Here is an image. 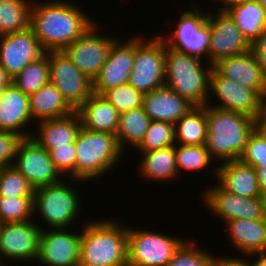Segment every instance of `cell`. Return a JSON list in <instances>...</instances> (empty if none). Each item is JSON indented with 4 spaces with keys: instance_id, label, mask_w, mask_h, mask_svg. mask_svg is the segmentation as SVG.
Here are the masks:
<instances>
[{
    "instance_id": "cell-19",
    "label": "cell",
    "mask_w": 266,
    "mask_h": 266,
    "mask_svg": "<svg viewBox=\"0 0 266 266\" xmlns=\"http://www.w3.org/2000/svg\"><path fill=\"white\" fill-rule=\"evenodd\" d=\"M44 53L30 27L21 32L0 36V65L11 78Z\"/></svg>"
},
{
    "instance_id": "cell-15",
    "label": "cell",
    "mask_w": 266,
    "mask_h": 266,
    "mask_svg": "<svg viewBox=\"0 0 266 266\" xmlns=\"http://www.w3.org/2000/svg\"><path fill=\"white\" fill-rule=\"evenodd\" d=\"M41 230L34 219L0 224V266L4 257L7 261L37 260Z\"/></svg>"
},
{
    "instance_id": "cell-50",
    "label": "cell",
    "mask_w": 266,
    "mask_h": 266,
    "mask_svg": "<svg viewBox=\"0 0 266 266\" xmlns=\"http://www.w3.org/2000/svg\"><path fill=\"white\" fill-rule=\"evenodd\" d=\"M264 8H266V0H257Z\"/></svg>"
},
{
    "instance_id": "cell-28",
    "label": "cell",
    "mask_w": 266,
    "mask_h": 266,
    "mask_svg": "<svg viewBox=\"0 0 266 266\" xmlns=\"http://www.w3.org/2000/svg\"><path fill=\"white\" fill-rule=\"evenodd\" d=\"M241 33L252 43L266 30V8L258 1L236 5H222Z\"/></svg>"
},
{
    "instance_id": "cell-24",
    "label": "cell",
    "mask_w": 266,
    "mask_h": 266,
    "mask_svg": "<svg viewBox=\"0 0 266 266\" xmlns=\"http://www.w3.org/2000/svg\"><path fill=\"white\" fill-rule=\"evenodd\" d=\"M236 250L246 258L266 253V218L259 220L236 219L225 223ZM246 255V256H245Z\"/></svg>"
},
{
    "instance_id": "cell-31",
    "label": "cell",
    "mask_w": 266,
    "mask_h": 266,
    "mask_svg": "<svg viewBox=\"0 0 266 266\" xmlns=\"http://www.w3.org/2000/svg\"><path fill=\"white\" fill-rule=\"evenodd\" d=\"M150 122L143 106L120 113L116 136L121 150L127 149L129 144L137 149L145 137Z\"/></svg>"
},
{
    "instance_id": "cell-12",
    "label": "cell",
    "mask_w": 266,
    "mask_h": 266,
    "mask_svg": "<svg viewBox=\"0 0 266 266\" xmlns=\"http://www.w3.org/2000/svg\"><path fill=\"white\" fill-rule=\"evenodd\" d=\"M99 23L92 25L79 39L66 47L63 52L78 69L92 81L105 64L110 48L117 37L101 36Z\"/></svg>"
},
{
    "instance_id": "cell-35",
    "label": "cell",
    "mask_w": 266,
    "mask_h": 266,
    "mask_svg": "<svg viewBox=\"0 0 266 266\" xmlns=\"http://www.w3.org/2000/svg\"><path fill=\"white\" fill-rule=\"evenodd\" d=\"M33 196H0V223L26 222L34 218Z\"/></svg>"
},
{
    "instance_id": "cell-7",
    "label": "cell",
    "mask_w": 266,
    "mask_h": 266,
    "mask_svg": "<svg viewBox=\"0 0 266 266\" xmlns=\"http://www.w3.org/2000/svg\"><path fill=\"white\" fill-rule=\"evenodd\" d=\"M157 35L149 40L136 37L135 60L128 84L143 94L165 86L166 44Z\"/></svg>"
},
{
    "instance_id": "cell-29",
    "label": "cell",
    "mask_w": 266,
    "mask_h": 266,
    "mask_svg": "<svg viewBox=\"0 0 266 266\" xmlns=\"http://www.w3.org/2000/svg\"><path fill=\"white\" fill-rule=\"evenodd\" d=\"M143 155L139 162L140 174L152 181H168L177 178L179 173L176 168L175 145L141 152Z\"/></svg>"
},
{
    "instance_id": "cell-27",
    "label": "cell",
    "mask_w": 266,
    "mask_h": 266,
    "mask_svg": "<svg viewBox=\"0 0 266 266\" xmlns=\"http://www.w3.org/2000/svg\"><path fill=\"white\" fill-rule=\"evenodd\" d=\"M29 105L32 119H38V122L63 118L75 112L51 82L29 96Z\"/></svg>"
},
{
    "instance_id": "cell-25",
    "label": "cell",
    "mask_w": 266,
    "mask_h": 266,
    "mask_svg": "<svg viewBox=\"0 0 266 266\" xmlns=\"http://www.w3.org/2000/svg\"><path fill=\"white\" fill-rule=\"evenodd\" d=\"M76 112L82 127L96 132L117 133L120 113L103 95L93 93Z\"/></svg>"
},
{
    "instance_id": "cell-48",
    "label": "cell",
    "mask_w": 266,
    "mask_h": 266,
    "mask_svg": "<svg viewBox=\"0 0 266 266\" xmlns=\"http://www.w3.org/2000/svg\"><path fill=\"white\" fill-rule=\"evenodd\" d=\"M256 255L258 259H256L255 263L249 261V266H266V253H256Z\"/></svg>"
},
{
    "instance_id": "cell-8",
    "label": "cell",
    "mask_w": 266,
    "mask_h": 266,
    "mask_svg": "<svg viewBox=\"0 0 266 266\" xmlns=\"http://www.w3.org/2000/svg\"><path fill=\"white\" fill-rule=\"evenodd\" d=\"M187 239L128 228V266H166Z\"/></svg>"
},
{
    "instance_id": "cell-9",
    "label": "cell",
    "mask_w": 266,
    "mask_h": 266,
    "mask_svg": "<svg viewBox=\"0 0 266 266\" xmlns=\"http://www.w3.org/2000/svg\"><path fill=\"white\" fill-rule=\"evenodd\" d=\"M185 10L179 17L177 28L170 35L160 34L167 48L187 53L208 62L210 29L207 25V13L198 10ZM164 35V36H163ZM205 58V59H204ZM207 59V60H206Z\"/></svg>"
},
{
    "instance_id": "cell-46",
    "label": "cell",
    "mask_w": 266,
    "mask_h": 266,
    "mask_svg": "<svg viewBox=\"0 0 266 266\" xmlns=\"http://www.w3.org/2000/svg\"><path fill=\"white\" fill-rule=\"evenodd\" d=\"M256 169L257 178L261 192H266V167H254Z\"/></svg>"
},
{
    "instance_id": "cell-51",
    "label": "cell",
    "mask_w": 266,
    "mask_h": 266,
    "mask_svg": "<svg viewBox=\"0 0 266 266\" xmlns=\"http://www.w3.org/2000/svg\"><path fill=\"white\" fill-rule=\"evenodd\" d=\"M263 199H264L265 213H266V192L263 194Z\"/></svg>"
},
{
    "instance_id": "cell-39",
    "label": "cell",
    "mask_w": 266,
    "mask_h": 266,
    "mask_svg": "<svg viewBox=\"0 0 266 266\" xmlns=\"http://www.w3.org/2000/svg\"><path fill=\"white\" fill-rule=\"evenodd\" d=\"M102 95L119 113L143 106L144 94L128 83L108 89Z\"/></svg>"
},
{
    "instance_id": "cell-18",
    "label": "cell",
    "mask_w": 266,
    "mask_h": 266,
    "mask_svg": "<svg viewBox=\"0 0 266 266\" xmlns=\"http://www.w3.org/2000/svg\"><path fill=\"white\" fill-rule=\"evenodd\" d=\"M217 96L220 104L212 107L235 111L255 119L263 98L254 90L221 76L214 68L210 74L209 94ZM216 94V95H215Z\"/></svg>"
},
{
    "instance_id": "cell-22",
    "label": "cell",
    "mask_w": 266,
    "mask_h": 266,
    "mask_svg": "<svg viewBox=\"0 0 266 266\" xmlns=\"http://www.w3.org/2000/svg\"><path fill=\"white\" fill-rule=\"evenodd\" d=\"M216 167L215 176L225 191L244 197H263L253 166L233 160L222 162Z\"/></svg>"
},
{
    "instance_id": "cell-23",
    "label": "cell",
    "mask_w": 266,
    "mask_h": 266,
    "mask_svg": "<svg viewBox=\"0 0 266 266\" xmlns=\"http://www.w3.org/2000/svg\"><path fill=\"white\" fill-rule=\"evenodd\" d=\"M194 105L170 88L163 86L144 94L143 108L152 121L175 124Z\"/></svg>"
},
{
    "instance_id": "cell-43",
    "label": "cell",
    "mask_w": 266,
    "mask_h": 266,
    "mask_svg": "<svg viewBox=\"0 0 266 266\" xmlns=\"http://www.w3.org/2000/svg\"><path fill=\"white\" fill-rule=\"evenodd\" d=\"M251 52L266 75V30L251 43Z\"/></svg>"
},
{
    "instance_id": "cell-17",
    "label": "cell",
    "mask_w": 266,
    "mask_h": 266,
    "mask_svg": "<svg viewBox=\"0 0 266 266\" xmlns=\"http://www.w3.org/2000/svg\"><path fill=\"white\" fill-rule=\"evenodd\" d=\"M135 49L136 36L134 35L124 42L120 41L119 37L114 41L105 64L93 79V93L102 95L108 89L129 82L135 60Z\"/></svg>"
},
{
    "instance_id": "cell-36",
    "label": "cell",
    "mask_w": 266,
    "mask_h": 266,
    "mask_svg": "<svg viewBox=\"0 0 266 266\" xmlns=\"http://www.w3.org/2000/svg\"><path fill=\"white\" fill-rule=\"evenodd\" d=\"M175 144L174 124L151 120L145 137L137 148L139 152H149Z\"/></svg>"
},
{
    "instance_id": "cell-42",
    "label": "cell",
    "mask_w": 266,
    "mask_h": 266,
    "mask_svg": "<svg viewBox=\"0 0 266 266\" xmlns=\"http://www.w3.org/2000/svg\"><path fill=\"white\" fill-rule=\"evenodd\" d=\"M24 137L11 132L0 130V168L14 165L17 151Z\"/></svg>"
},
{
    "instance_id": "cell-14",
    "label": "cell",
    "mask_w": 266,
    "mask_h": 266,
    "mask_svg": "<svg viewBox=\"0 0 266 266\" xmlns=\"http://www.w3.org/2000/svg\"><path fill=\"white\" fill-rule=\"evenodd\" d=\"M35 189L62 181L63 175L53 163L49 151L32 137L20 143L13 165Z\"/></svg>"
},
{
    "instance_id": "cell-20",
    "label": "cell",
    "mask_w": 266,
    "mask_h": 266,
    "mask_svg": "<svg viewBox=\"0 0 266 266\" xmlns=\"http://www.w3.org/2000/svg\"><path fill=\"white\" fill-rule=\"evenodd\" d=\"M213 68L226 79L254 89L263 99L266 98V75L251 50L220 59L213 65Z\"/></svg>"
},
{
    "instance_id": "cell-38",
    "label": "cell",
    "mask_w": 266,
    "mask_h": 266,
    "mask_svg": "<svg viewBox=\"0 0 266 266\" xmlns=\"http://www.w3.org/2000/svg\"><path fill=\"white\" fill-rule=\"evenodd\" d=\"M0 196H34V188L14 166L0 168Z\"/></svg>"
},
{
    "instance_id": "cell-13",
    "label": "cell",
    "mask_w": 266,
    "mask_h": 266,
    "mask_svg": "<svg viewBox=\"0 0 266 266\" xmlns=\"http://www.w3.org/2000/svg\"><path fill=\"white\" fill-rule=\"evenodd\" d=\"M207 25L210 29L208 63L214 65L220 59L240 55L251 50V43L222 9L207 13Z\"/></svg>"
},
{
    "instance_id": "cell-45",
    "label": "cell",
    "mask_w": 266,
    "mask_h": 266,
    "mask_svg": "<svg viewBox=\"0 0 266 266\" xmlns=\"http://www.w3.org/2000/svg\"><path fill=\"white\" fill-rule=\"evenodd\" d=\"M244 258H232L230 257H217L214 258L213 266H249V259Z\"/></svg>"
},
{
    "instance_id": "cell-21",
    "label": "cell",
    "mask_w": 266,
    "mask_h": 266,
    "mask_svg": "<svg viewBox=\"0 0 266 266\" xmlns=\"http://www.w3.org/2000/svg\"><path fill=\"white\" fill-rule=\"evenodd\" d=\"M33 122L30 112L29 96L18 89L13 83L0 94V130L17 133L24 138L32 136L25 129ZM20 129H24L23 131Z\"/></svg>"
},
{
    "instance_id": "cell-2",
    "label": "cell",
    "mask_w": 266,
    "mask_h": 266,
    "mask_svg": "<svg viewBox=\"0 0 266 266\" xmlns=\"http://www.w3.org/2000/svg\"><path fill=\"white\" fill-rule=\"evenodd\" d=\"M120 220L124 219L86 221L79 266H128V226Z\"/></svg>"
},
{
    "instance_id": "cell-30",
    "label": "cell",
    "mask_w": 266,
    "mask_h": 266,
    "mask_svg": "<svg viewBox=\"0 0 266 266\" xmlns=\"http://www.w3.org/2000/svg\"><path fill=\"white\" fill-rule=\"evenodd\" d=\"M174 132L176 144L205 145L207 109L204 106H194L174 124Z\"/></svg>"
},
{
    "instance_id": "cell-41",
    "label": "cell",
    "mask_w": 266,
    "mask_h": 266,
    "mask_svg": "<svg viewBox=\"0 0 266 266\" xmlns=\"http://www.w3.org/2000/svg\"><path fill=\"white\" fill-rule=\"evenodd\" d=\"M51 159L56 168L62 175H67L75 180V161L76 147L75 143L64 144L57 146L49 151ZM70 174V175H68Z\"/></svg>"
},
{
    "instance_id": "cell-6",
    "label": "cell",
    "mask_w": 266,
    "mask_h": 266,
    "mask_svg": "<svg viewBox=\"0 0 266 266\" xmlns=\"http://www.w3.org/2000/svg\"><path fill=\"white\" fill-rule=\"evenodd\" d=\"M64 180L34 190L33 213H38L49 229L68 228L80 215L83 201Z\"/></svg>"
},
{
    "instance_id": "cell-37",
    "label": "cell",
    "mask_w": 266,
    "mask_h": 266,
    "mask_svg": "<svg viewBox=\"0 0 266 266\" xmlns=\"http://www.w3.org/2000/svg\"><path fill=\"white\" fill-rule=\"evenodd\" d=\"M196 244L190 239L184 242L166 266H213L215 255Z\"/></svg>"
},
{
    "instance_id": "cell-44",
    "label": "cell",
    "mask_w": 266,
    "mask_h": 266,
    "mask_svg": "<svg viewBox=\"0 0 266 266\" xmlns=\"http://www.w3.org/2000/svg\"><path fill=\"white\" fill-rule=\"evenodd\" d=\"M255 129L266 136V98L261 102L255 117Z\"/></svg>"
},
{
    "instance_id": "cell-5",
    "label": "cell",
    "mask_w": 266,
    "mask_h": 266,
    "mask_svg": "<svg viewBox=\"0 0 266 266\" xmlns=\"http://www.w3.org/2000/svg\"><path fill=\"white\" fill-rule=\"evenodd\" d=\"M75 147L77 181L101 178L99 176L112 170L123 155L116 134L91 131L84 127L78 133Z\"/></svg>"
},
{
    "instance_id": "cell-26",
    "label": "cell",
    "mask_w": 266,
    "mask_h": 266,
    "mask_svg": "<svg viewBox=\"0 0 266 266\" xmlns=\"http://www.w3.org/2000/svg\"><path fill=\"white\" fill-rule=\"evenodd\" d=\"M38 124L37 135L34 132L31 137L47 151L57 146L75 143L82 127L80 116L76 111L66 117L45 120Z\"/></svg>"
},
{
    "instance_id": "cell-47",
    "label": "cell",
    "mask_w": 266,
    "mask_h": 266,
    "mask_svg": "<svg viewBox=\"0 0 266 266\" xmlns=\"http://www.w3.org/2000/svg\"><path fill=\"white\" fill-rule=\"evenodd\" d=\"M12 83V78L7 71L0 65V89H5Z\"/></svg>"
},
{
    "instance_id": "cell-40",
    "label": "cell",
    "mask_w": 266,
    "mask_h": 266,
    "mask_svg": "<svg viewBox=\"0 0 266 266\" xmlns=\"http://www.w3.org/2000/svg\"><path fill=\"white\" fill-rule=\"evenodd\" d=\"M239 160L253 167H266V136L255 129Z\"/></svg>"
},
{
    "instance_id": "cell-49",
    "label": "cell",
    "mask_w": 266,
    "mask_h": 266,
    "mask_svg": "<svg viewBox=\"0 0 266 266\" xmlns=\"http://www.w3.org/2000/svg\"><path fill=\"white\" fill-rule=\"evenodd\" d=\"M219 1L223 3L222 5H236L241 3L254 2L257 0H219Z\"/></svg>"
},
{
    "instance_id": "cell-11",
    "label": "cell",
    "mask_w": 266,
    "mask_h": 266,
    "mask_svg": "<svg viewBox=\"0 0 266 266\" xmlns=\"http://www.w3.org/2000/svg\"><path fill=\"white\" fill-rule=\"evenodd\" d=\"M202 202L212 214L221 217L226 223L236 219L259 220L265 219L263 197H244L225 191L218 183L209 188L205 187ZM206 204V205H205Z\"/></svg>"
},
{
    "instance_id": "cell-33",
    "label": "cell",
    "mask_w": 266,
    "mask_h": 266,
    "mask_svg": "<svg viewBox=\"0 0 266 266\" xmlns=\"http://www.w3.org/2000/svg\"><path fill=\"white\" fill-rule=\"evenodd\" d=\"M49 82V52H45L37 60L29 63L19 74L12 78V83L27 96Z\"/></svg>"
},
{
    "instance_id": "cell-3",
    "label": "cell",
    "mask_w": 266,
    "mask_h": 266,
    "mask_svg": "<svg viewBox=\"0 0 266 266\" xmlns=\"http://www.w3.org/2000/svg\"><path fill=\"white\" fill-rule=\"evenodd\" d=\"M207 135L205 146L210 157L222 163L239 160L255 130V119L245 114L206 106ZM219 159V160H218Z\"/></svg>"
},
{
    "instance_id": "cell-10",
    "label": "cell",
    "mask_w": 266,
    "mask_h": 266,
    "mask_svg": "<svg viewBox=\"0 0 266 266\" xmlns=\"http://www.w3.org/2000/svg\"><path fill=\"white\" fill-rule=\"evenodd\" d=\"M50 82L76 111L92 94L93 81L63 51H49Z\"/></svg>"
},
{
    "instance_id": "cell-32",
    "label": "cell",
    "mask_w": 266,
    "mask_h": 266,
    "mask_svg": "<svg viewBox=\"0 0 266 266\" xmlns=\"http://www.w3.org/2000/svg\"><path fill=\"white\" fill-rule=\"evenodd\" d=\"M31 0H0V36L30 27Z\"/></svg>"
},
{
    "instance_id": "cell-1",
    "label": "cell",
    "mask_w": 266,
    "mask_h": 266,
    "mask_svg": "<svg viewBox=\"0 0 266 266\" xmlns=\"http://www.w3.org/2000/svg\"><path fill=\"white\" fill-rule=\"evenodd\" d=\"M32 1L30 28L44 52L63 51L96 23L71 1Z\"/></svg>"
},
{
    "instance_id": "cell-4",
    "label": "cell",
    "mask_w": 266,
    "mask_h": 266,
    "mask_svg": "<svg viewBox=\"0 0 266 266\" xmlns=\"http://www.w3.org/2000/svg\"><path fill=\"white\" fill-rule=\"evenodd\" d=\"M202 61L166 46L165 86L194 106H206L210 100L209 85L213 66L203 64ZM205 64L207 66L203 67Z\"/></svg>"
},
{
    "instance_id": "cell-16",
    "label": "cell",
    "mask_w": 266,
    "mask_h": 266,
    "mask_svg": "<svg viewBox=\"0 0 266 266\" xmlns=\"http://www.w3.org/2000/svg\"><path fill=\"white\" fill-rule=\"evenodd\" d=\"M37 261L43 266H79L81 232L41 228Z\"/></svg>"
},
{
    "instance_id": "cell-34",
    "label": "cell",
    "mask_w": 266,
    "mask_h": 266,
    "mask_svg": "<svg viewBox=\"0 0 266 266\" xmlns=\"http://www.w3.org/2000/svg\"><path fill=\"white\" fill-rule=\"evenodd\" d=\"M175 155L178 173L182 170L198 172L214 163L205 145L175 144Z\"/></svg>"
}]
</instances>
